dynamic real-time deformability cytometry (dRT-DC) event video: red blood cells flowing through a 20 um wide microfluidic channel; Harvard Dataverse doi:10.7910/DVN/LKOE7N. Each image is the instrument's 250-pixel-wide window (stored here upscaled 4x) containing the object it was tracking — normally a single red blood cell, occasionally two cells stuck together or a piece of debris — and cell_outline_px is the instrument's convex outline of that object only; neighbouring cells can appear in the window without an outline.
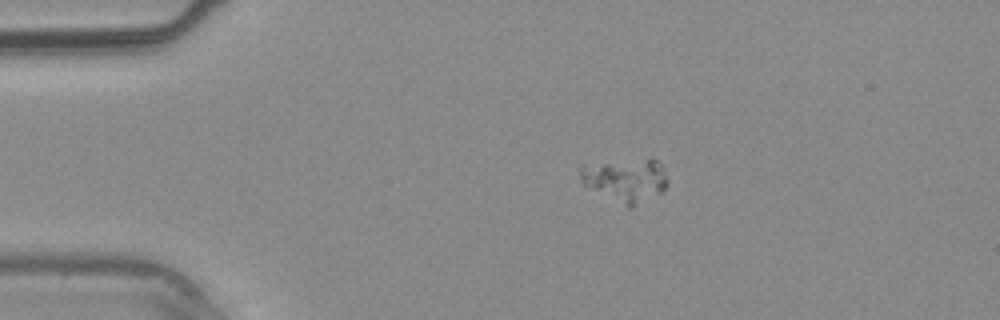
{"species": "common noctule bat (a hibernating species)", "species_latin": "Nyctalus noctula", "temperature_condition": "warm", "stored_images_in_passage": 2, "segment_of_instrument_passage": [1, 2], "camera_frame_rate_fps": 3000, "um_per_image_px": 0.085, "animal": {"sex": "male", "body_mass_g": 20.4}, "frame": {"image": 1, "passage_image": 1, "time_ms": 0.0, "image_size_px": [1000, 320], "cell_outline_px": [[632, 208], [628, 208], [584, 184], [580, 180], [580, 168], [584, 164], [608, 164], [632, 172]], "centroid_in_image_um": [51.78, 15.46], "position_along_channel_um": 33.2, "area_um2": 11.21}}